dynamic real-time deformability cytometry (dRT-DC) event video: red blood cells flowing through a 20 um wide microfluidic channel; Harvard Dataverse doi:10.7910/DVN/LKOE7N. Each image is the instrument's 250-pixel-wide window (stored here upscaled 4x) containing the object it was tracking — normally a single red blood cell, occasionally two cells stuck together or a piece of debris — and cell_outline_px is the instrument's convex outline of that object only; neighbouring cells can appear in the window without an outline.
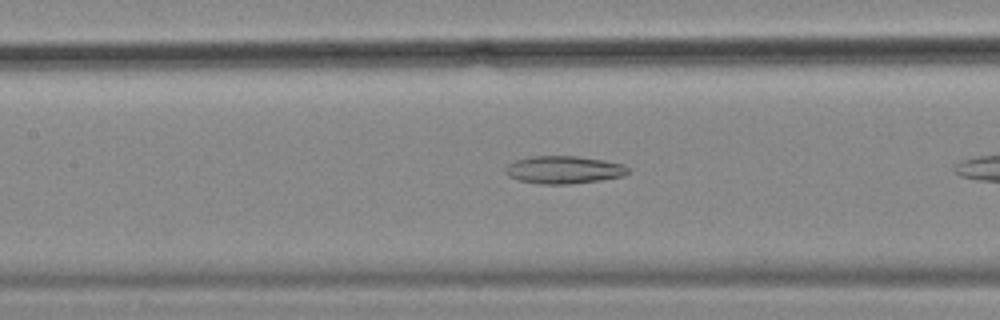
{"species": "common noctule bat (a hibernating species)", "species_latin": "Nyctalus noctula", "temperature_condition": "cold", "stored_images_in_passage": 11, "camera_frame_rate_fps": 3000, "um_per_image_px": 0.085, "animal": {"sex": "female", "body_mass_g": 18.4}, "frame": {"image": 1, "passage_image": 10, "time_ms": 3.0, "image_size_px": [1000, 320], "cell_outline_px": [[632, 172], [624, 176], [600, 180], [568, 184], [540, 184], [520, 180], [508, 176], [504, 172], [504, 168], [508, 164], [516, 160], [532, 156], [576, 156], [604, 160], [624, 164]], "centroid_in_image_um": [47.94, 14.43], "position_along_channel_um": 159.5, "area_um2": 19.88}}